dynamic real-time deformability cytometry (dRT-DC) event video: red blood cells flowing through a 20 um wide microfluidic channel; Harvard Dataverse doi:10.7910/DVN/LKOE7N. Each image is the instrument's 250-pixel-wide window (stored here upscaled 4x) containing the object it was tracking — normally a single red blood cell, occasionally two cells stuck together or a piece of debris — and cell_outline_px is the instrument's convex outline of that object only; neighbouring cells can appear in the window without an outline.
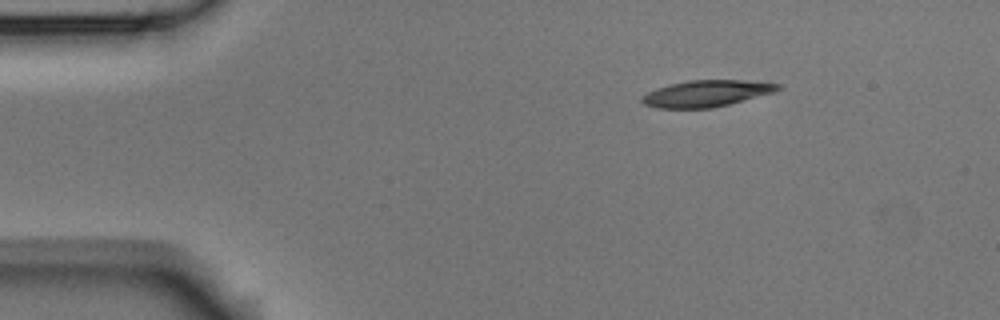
{"species": "Egyptian fruit bat (a non-hibernating species)", "species_latin": "Rousettus aegyptiacus", "temperature_condition": "room temperature", "stored_images_in_passage": 6, "segment_of_instrument_passage": [2, 2], "camera_frame_rate_fps": 3000, "um_per_image_px": 0.085, "animal": {"sex": "male"}, "frame": {"image": 1, "passage_image": 6, "time_ms": 1.667, "image_size_px": [1000, 320], "cell_outline_px": [[784, 88], [776, 92], [712, 108], [656, 108], [644, 104], [640, 100], [648, 92], [656, 88], [668, 84], [688, 80], [744, 80], [784, 84]], "centroid_in_image_um": [60.1, 7.93], "position_along_channel_um": 24.9, "area_um2": 21.15}}